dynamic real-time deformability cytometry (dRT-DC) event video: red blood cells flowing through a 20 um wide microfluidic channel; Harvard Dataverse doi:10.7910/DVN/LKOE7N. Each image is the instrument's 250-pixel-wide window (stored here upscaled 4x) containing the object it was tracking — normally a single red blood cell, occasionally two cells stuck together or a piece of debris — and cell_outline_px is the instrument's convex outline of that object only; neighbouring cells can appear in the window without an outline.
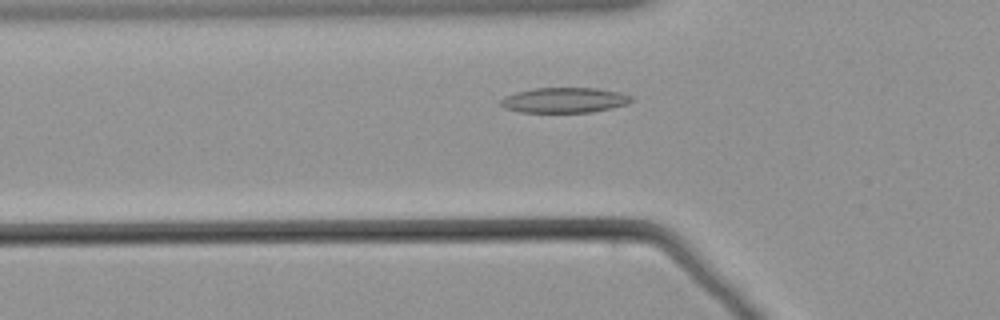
{"species": "common noctule bat (a hibernating species)", "species_latin": "Nyctalus noctula", "temperature_condition": "warm", "stored_images_in_passage": 50, "camera_frame_rate_fps": 3000, "um_per_image_px": 0.085, "animal": {"sex": "male", "body_mass_g": 21.5, "forearm_length_mm": 52.0}, "frame": {"image": 1, "passage_image": 11, "time_ms": 3.333, "image_size_px": [1000, 320], "cell_outline_px": [[632, 100], [628, 104], [612, 108], [592, 112], [520, 112], [504, 108], [500, 104], [500, 100], [504, 96], [516, 92], [532, 88], [596, 88], [620, 92], [632, 96]], "centroid_in_image_um": [47.97, 8.51], "position_along_channel_um": 77.8, "area_um2": 19.31}}
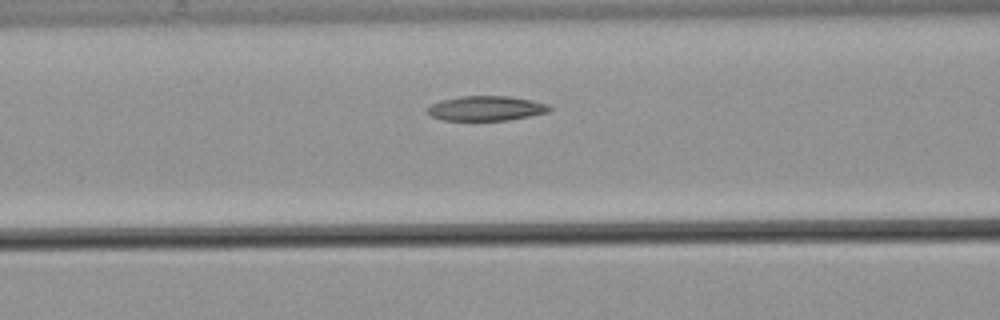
{"frame": {"image": 2, "passage_image": 15, "time_ms": 4.667, "image_size_px": [1000, 320], "cell_outline_px": [[552, 108], [548, 112], [508, 120], [444, 120], [432, 116], [428, 112], [428, 108], [432, 104], [440, 100], [460, 96], [508, 96], [532, 100], [548, 104]], "centroid_in_image_um": [41.33, 9.2], "position_along_channel_um": 125.3, "area_um2": 17.46}}
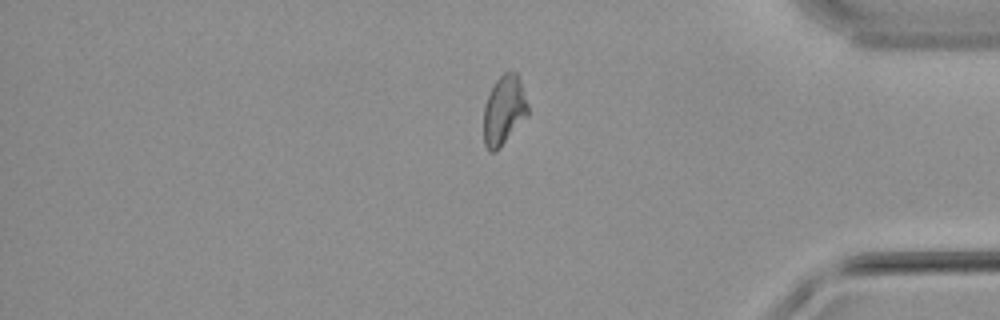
{"frame": {"image": 3, "passage_image": 40, "time_ms": 13.0, "image_size_px": [1000, 320], "cell_outline_px": [[528, 116], [500, 148], [496, 152], [492, 152], [484, 144], [484, 108], [488, 96], [496, 80], [504, 72], [516, 72], [520, 80], [528, 104]], "centroid_in_image_um": [42.85, 9.39], "position_along_channel_um": 392.3, "area_um2": 17.8}}